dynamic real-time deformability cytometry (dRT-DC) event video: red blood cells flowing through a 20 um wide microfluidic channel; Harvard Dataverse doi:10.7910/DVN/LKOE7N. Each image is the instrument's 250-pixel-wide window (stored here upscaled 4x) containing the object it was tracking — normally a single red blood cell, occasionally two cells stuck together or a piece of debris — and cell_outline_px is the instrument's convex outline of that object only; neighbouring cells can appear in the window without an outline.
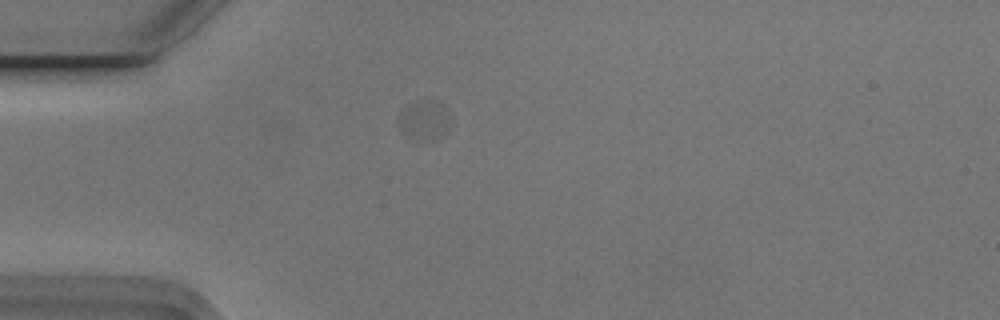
{"species": "Egyptian fruit bat (a non-hibernating species)", "species_latin": "Rousettus aegyptiacus", "temperature_condition": "cold", "stored_images_in_passage": 1, "camera_frame_rate_fps": 3000, "um_per_image_px": 0.085, "animal": {"sex": "male"}, "frame": {"image": 1, "passage_image": 1, "time_ms": 0.0, "image_size_px": [1000, 320], "cell_outline_px": [[448, 128], [444, 132], [420, 140], [416, 140], [400, 132], [396, 120], [400, 112], [408, 104], [416, 100], [432, 100], [444, 104]], "centroid_in_image_um": [35.93, 10.15], "position_along_channel_um": 49.1, "area_um2": 11.5}}